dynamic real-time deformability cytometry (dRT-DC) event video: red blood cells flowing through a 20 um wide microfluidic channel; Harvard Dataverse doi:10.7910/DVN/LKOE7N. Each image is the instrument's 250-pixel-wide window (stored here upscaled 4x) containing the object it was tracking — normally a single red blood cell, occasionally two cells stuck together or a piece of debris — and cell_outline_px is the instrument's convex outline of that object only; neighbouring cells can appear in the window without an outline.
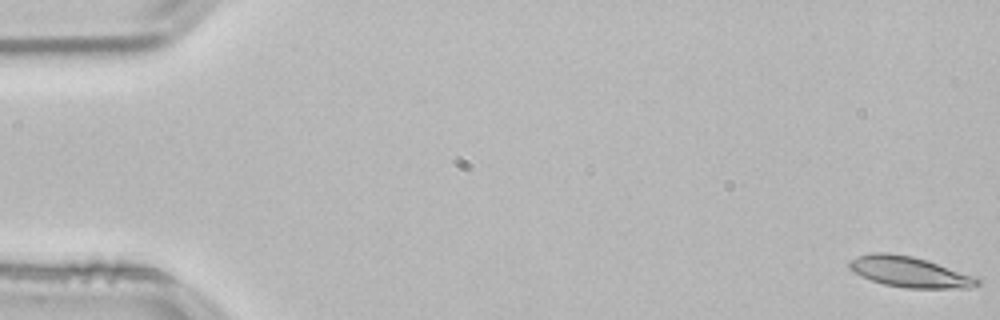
{"species": "common noctule bat (a hibernating species)", "species_latin": "Nyctalus noctula", "temperature_condition": "room temperature", "stored_images_in_passage": 54, "camera_frame_rate_fps": 3000, "um_per_image_px": 0.085, "animal": {"sex": "male", "body_mass_g": 21.5, "forearm_length_mm": 52.0}, "frame": {"image": 1, "passage_image": 1, "time_ms": 0.0, "image_size_px": [1000, 320], "cell_outline_px": [[980, 284], [968, 288], [904, 288], [884, 284], [872, 280], [848, 268], [848, 264], [856, 256], [872, 252], [884, 252], [912, 256], [980, 276]], "centroid_in_image_um": [77.39, 23.11], "position_along_channel_um": 7.6, "area_um2": 22.95}}
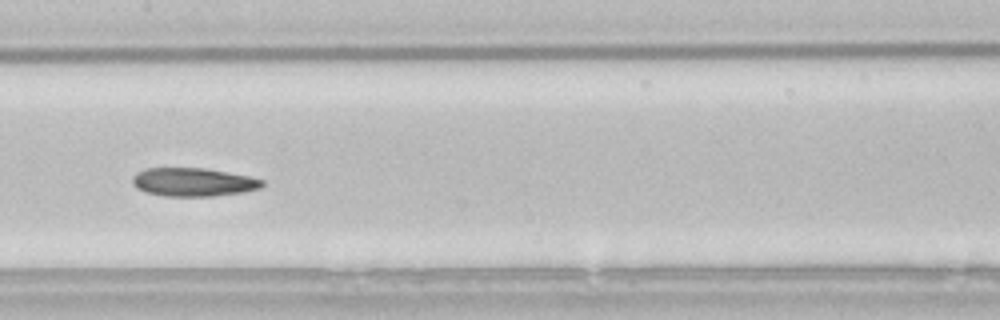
{"frame": {"image": 2, "passage_image": 27, "time_ms": 8.667, "image_size_px": [1000, 320], "cell_outline_px": [[264, 184], [260, 188], [244, 192], [212, 196], [164, 196], [144, 192], [136, 188], [132, 184], [132, 176], [148, 168], [204, 168], [248, 176], [264, 180]], "centroid_in_image_um": [16.41, 15.49], "position_along_channel_um": 191.0, "area_um2": 21.44}}
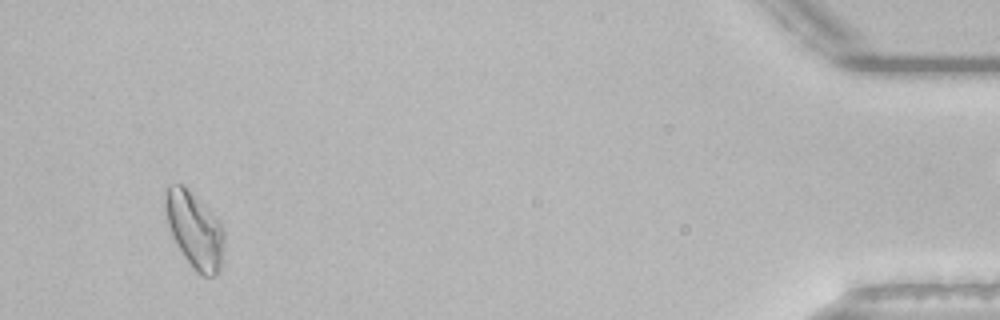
{"frame": {"image": 3, "passage_image": 51, "time_ms": 16.667, "image_size_px": [1000, 320], "cell_outline_px": [[224, 240], [220, 268], [216, 276], [200, 276], [192, 268], [176, 244], [172, 236], [168, 224], [164, 200], [164, 192], [168, 184], [180, 184], [212, 212], [224, 228]], "centroid_in_image_um": [16.54, 19.58], "position_along_channel_um": 418.7, "area_um2": 25.89}, "authors_computed_cell_mechanics": {"area_um2": 22.4264, "velocity_mm_per_s": 3.8122, "shape_relaxation_time_tau1_ms": null, "shape_relaxation_time_tau2_ms": 8.8764, "deformation_change_tau1": null, "deformation_change_tau2": 0.182}}